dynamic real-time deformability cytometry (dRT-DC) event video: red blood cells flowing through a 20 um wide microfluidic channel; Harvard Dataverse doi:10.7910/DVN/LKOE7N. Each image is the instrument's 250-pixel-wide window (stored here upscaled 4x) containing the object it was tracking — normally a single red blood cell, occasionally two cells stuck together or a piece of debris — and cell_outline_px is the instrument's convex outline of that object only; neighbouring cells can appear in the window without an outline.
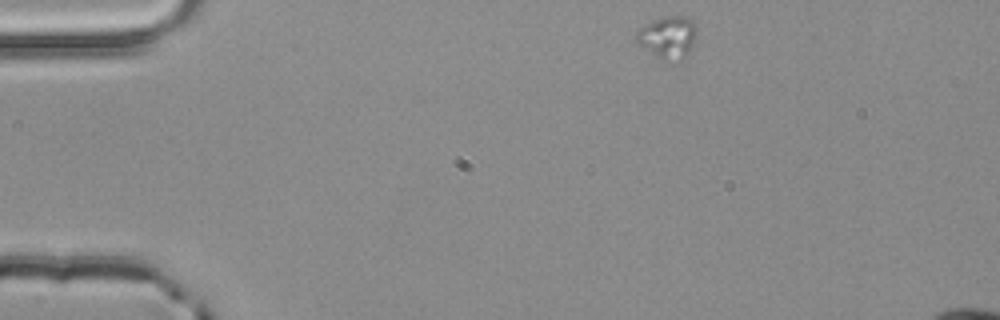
{"species": "common noctule bat (a hibernating species)", "species_latin": "Nyctalus noctula", "temperature_condition": "room temperature", "stored_images_in_passage": 5, "segment_of_instrument_passage": [2, 2], "camera_frame_rate_fps": 3000, "um_per_image_px": 0.085, "animal": {"sex": "male", "body_mass_g": 20.4}, "frame": {"image": 1, "passage_image": 5, "time_ms": 1.333, "image_size_px": [1000, 320], "cell_outline_px": [[696, 32], [692, 44], [688, 52], [680, 60], [660, 56], [632, 40], [636, 32], [640, 28], [664, 16], [684, 16], [692, 20], [696, 24]], "centroid_in_image_um": [56.76, 3.1], "position_along_channel_um": 28.2, "area_um2": 14.1}}